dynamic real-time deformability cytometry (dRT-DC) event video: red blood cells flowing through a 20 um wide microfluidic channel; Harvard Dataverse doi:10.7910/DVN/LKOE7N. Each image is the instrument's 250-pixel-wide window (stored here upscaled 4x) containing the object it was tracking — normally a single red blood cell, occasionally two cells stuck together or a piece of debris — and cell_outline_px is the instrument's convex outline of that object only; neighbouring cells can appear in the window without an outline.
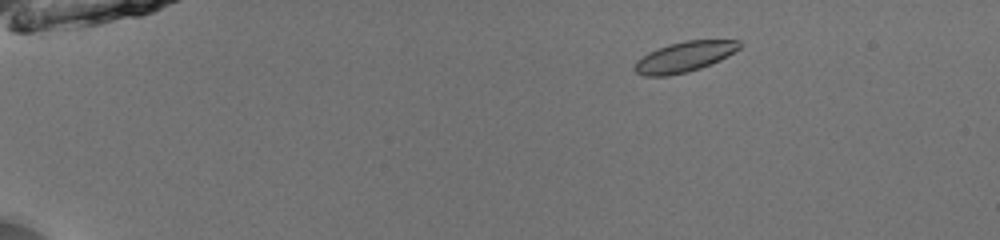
{"species": "common noctule bat (a hibernating species)", "species_latin": "Nyctalus noctula", "temperature_condition": "room temperature", "stored_images_in_passage": 8, "camera_frame_rate_fps": 3000, "um_per_image_px": 0.085, "animal": {"sex": "male", "body_mass_g": 13.0, "forearm_length_mm": 53.1}, "frame": {"image": 1, "passage_image": 5, "time_ms": 1.333, "image_size_px": [1000, 240], "cell_outline_px": [[740, 48], [720, 60], [700, 68], [688, 72], [668, 76], [644, 76], [636, 72], [632, 68], [636, 60], [648, 52], [656, 48], [668, 44], [688, 40], [740, 40]], "centroid_in_image_um": [58.12, 4.83], "position_along_channel_um": 26.9, "area_um2": 18.61}}